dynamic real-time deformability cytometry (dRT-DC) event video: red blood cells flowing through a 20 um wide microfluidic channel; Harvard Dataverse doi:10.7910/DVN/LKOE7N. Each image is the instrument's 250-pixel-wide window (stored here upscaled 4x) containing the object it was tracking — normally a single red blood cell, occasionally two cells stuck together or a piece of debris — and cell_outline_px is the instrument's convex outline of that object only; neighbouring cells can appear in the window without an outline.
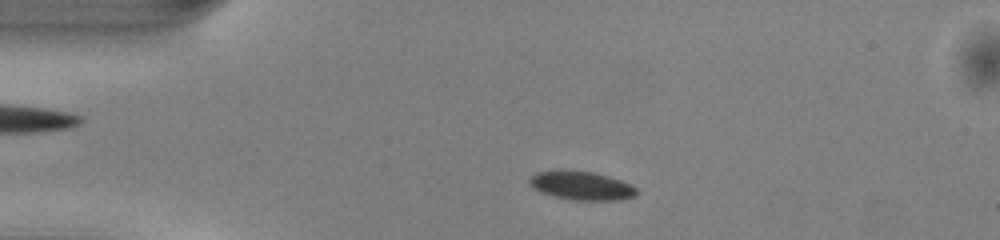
{"species": "common noctule bat (a hibernating species)", "species_latin": "Nyctalus noctula", "temperature_condition": "warm", "stored_images_in_passage": 45, "camera_frame_rate_fps": 3000, "um_per_image_px": 0.085, "animal": {"sex": "male", "body_mass_g": 13.0, "forearm_length_mm": 53.1}, "frame": {"image": 1, "passage_image": 6, "time_ms": 1.667, "image_size_px": [1000, 240], "cell_outline_px": [[636, 196], [620, 200], [572, 200], [540, 192], [532, 188], [528, 184], [528, 180], [536, 172], [592, 172], [608, 176], [632, 184], [636, 188]], "centroid_in_image_um": [49.45, 15.81], "position_along_channel_um": 35.5, "area_um2": 17.46}}
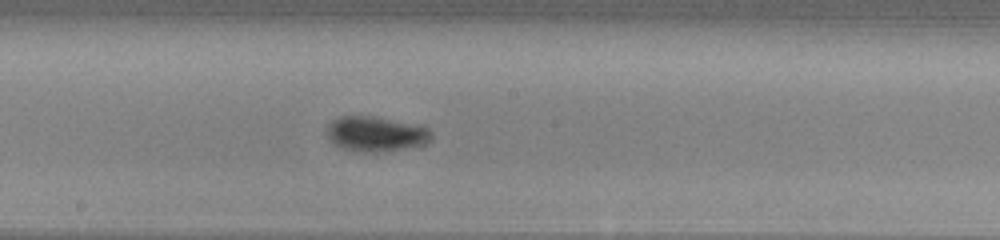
{"frame": {"image": 2, "passage_image": 22, "time_ms": 7.0, "image_size_px": [1000, 240], "cell_outline_px": [[432, 136], [428, 140], [420, 144], [404, 148], [376, 152], [364, 152], [340, 148], [328, 136], [328, 124], [332, 120], [340, 116], [372, 116], [424, 128]], "centroid_in_image_um": [31.82, 11.39], "position_along_channel_um": 216.4, "area_um2": 20.29}}
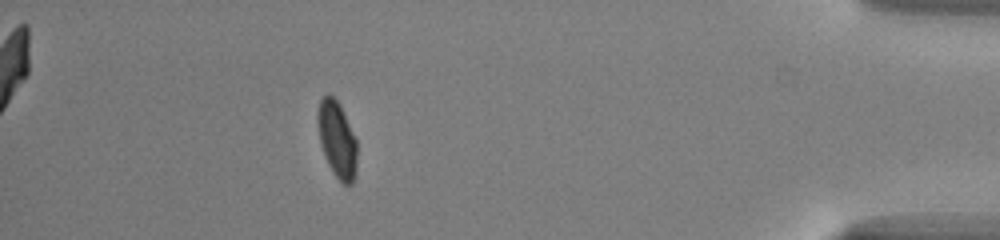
{"frame": {"image": 3, "passage_image": 40, "time_ms": 13.0, "image_size_px": [1000, 240], "cell_outline_px": [[356, 176], [352, 184], [344, 184], [332, 172], [328, 164], [320, 144], [316, 120], [316, 116], [320, 100], [328, 92], [340, 104], [344, 112], [356, 140]], "centroid_in_image_um": [28.63, 11.84], "position_along_channel_um": 406.6, "area_um2": 17.63}, "authors_computed_cell_mechanics": {"area_um2": 18.4382, "velocity_mm_per_s": 4.0848, "shape_relaxation_time_tau1_ms": 2.0107, "shape_relaxation_time_tau2_ms": null, "deformation_change_tau1": 0.0809, "deformation_change_tau2": null}}